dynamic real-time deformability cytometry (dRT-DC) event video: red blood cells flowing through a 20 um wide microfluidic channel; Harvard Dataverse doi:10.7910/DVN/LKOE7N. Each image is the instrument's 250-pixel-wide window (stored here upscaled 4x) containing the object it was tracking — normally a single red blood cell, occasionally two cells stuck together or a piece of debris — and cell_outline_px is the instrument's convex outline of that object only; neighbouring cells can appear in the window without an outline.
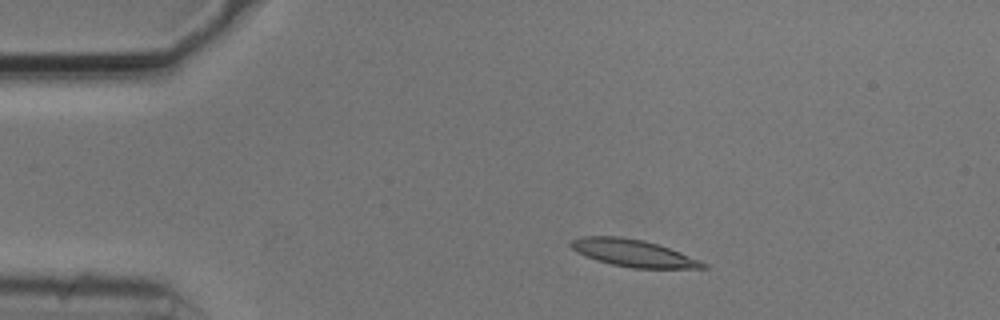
{"species": "common noctule bat (a hibernating species)", "species_latin": "Nyctalus noctula", "temperature_condition": "cold", "stored_images_in_passage": 30, "camera_frame_rate_fps": 3000, "um_per_image_px": 0.085, "animal": {"sex": "male", "body_mass_g": 20.5, "forearm_length_mm": 52.5}, "frame": {"image": 1, "passage_image": 1, "time_ms": 0.0, "image_size_px": [1000, 320], "cell_outline_px": [[708, 268], [632, 268], [612, 264], [596, 260], [576, 252], [568, 244], [568, 240], [580, 236], [620, 236], [644, 240], [680, 252], [700, 260], [708, 264]], "centroid_in_image_um": [53.77, 21.5], "position_along_channel_um": 31.2, "area_um2": 20.98}}
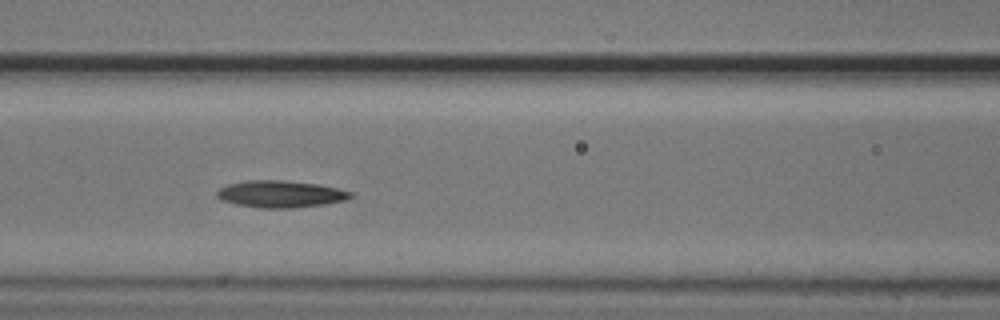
{"frame": {"image": 2, "passage_image": 14, "time_ms": 4.333, "image_size_px": [1000, 320], "cell_outline_px": [[352, 196], [344, 200], [324, 204], [292, 208], [260, 208], [236, 204], [220, 200], [216, 196], [216, 192], [220, 188], [228, 184], [248, 180], [280, 180], [316, 184], [336, 188], [352, 192]], "centroid_in_image_um": [23.79, 16.5], "position_along_channel_um": 142.8, "area_um2": 20.81}}
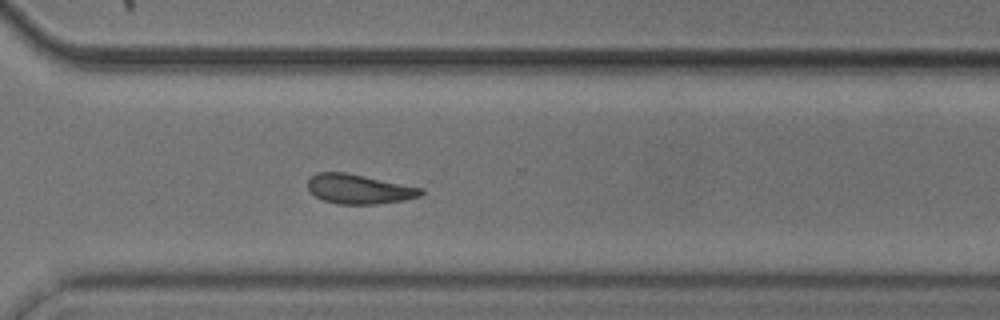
{"frame": {"image": 3, "passage_image": 30, "time_ms": 9.667, "image_size_px": [1000, 320], "cell_outline_px": [[424, 192], [420, 196], [404, 200], [376, 204], [336, 204], [324, 200], [316, 196], [308, 188], [308, 180], [316, 172], [344, 172], [424, 188]], "centroid_in_image_um": [30.53, 16.07], "position_along_channel_um": 340.1, "area_um2": 19.36}}